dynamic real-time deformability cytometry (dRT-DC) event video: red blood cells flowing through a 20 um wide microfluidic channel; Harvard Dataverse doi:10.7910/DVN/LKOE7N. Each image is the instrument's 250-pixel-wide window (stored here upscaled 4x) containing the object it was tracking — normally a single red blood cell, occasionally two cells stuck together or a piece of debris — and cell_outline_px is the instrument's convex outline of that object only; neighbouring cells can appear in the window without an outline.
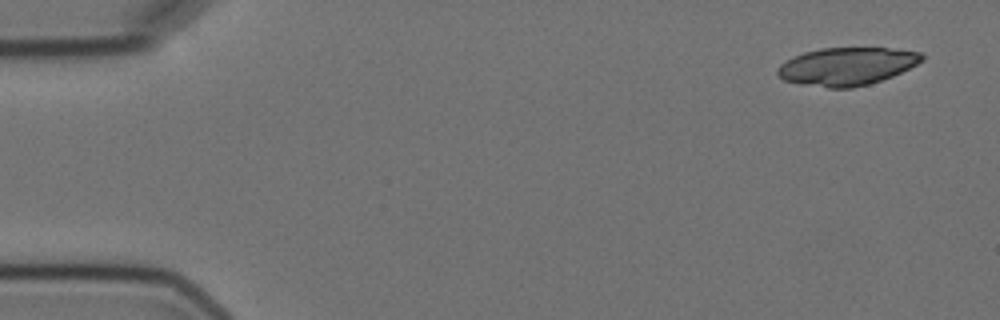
{"species": "Egyptian fruit bat (a non-hibernating species)", "species_latin": "Rousettus aegyptiacus", "temperature_condition": "cold", "stored_images_in_passage": 5, "camera_frame_rate_fps": 3000, "um_per_image_px": 0.085, "animal": {"sex": "female"}, "frame": {"image": 1, "passage_image": 1, "time_ms": 0.0, "image_size_px": [1000, 320], "cell_outline_px": [[924, 60], [892, 76], [868, 84], [852, 88], [828, 88], [804, 84], [784, 80], [776, 72], [776, 68], [780, 64], [792, 56], [804, 52], [820, 48], [888, 48], [920, 52], [924, 56]], "centroid_in_image_um": [71.95, 5.63], "position_along_channel_um": 13.1, "area_um2": 31.67}}